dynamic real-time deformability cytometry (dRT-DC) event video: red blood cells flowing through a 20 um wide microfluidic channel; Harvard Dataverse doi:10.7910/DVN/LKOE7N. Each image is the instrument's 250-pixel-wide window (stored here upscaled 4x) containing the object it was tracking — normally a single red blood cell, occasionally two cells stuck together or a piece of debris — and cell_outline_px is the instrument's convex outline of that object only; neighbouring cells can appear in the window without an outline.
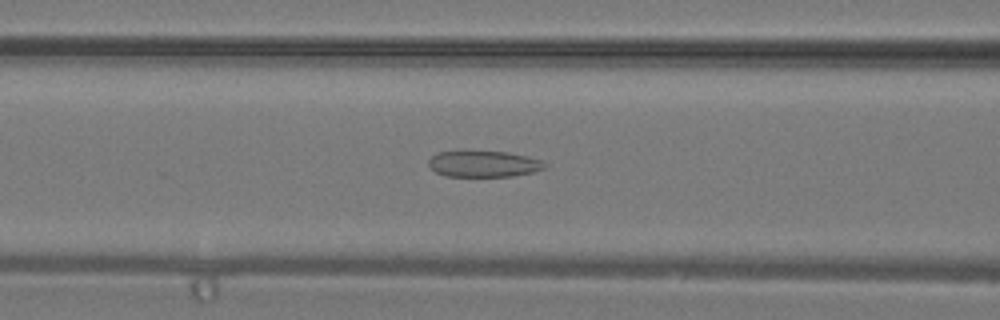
{"species": "common noctule bat (a hibernating species)", "species_latin": "Nyctalus noctula", "temperature_condition": "warm", "stored_images_in_passage": 38, "camera_frame_rate_fps": 3000, "um_per_image_px": 0.085, "animal": {"sex": "male", "body_mass_g": 19.2, "forearm_length_mm": 51.8}, "frame": {"image": 1, "passage_image": 16, "time_ms": 5.0, "image_size_px": [1000, 320], "cell_outline_px": [[548, 164], [544, 168], [532, 172], [512, 176], [444, 176], [436, 172], [428, 164], [428, 160], [432, 156], [440, 152], [508, 152], [528, 156], [540, 160]], "centroid_in_image_um": [41.13, 13.94], "position_along_channel_um": 125.5, "area_um2": 17.46}}
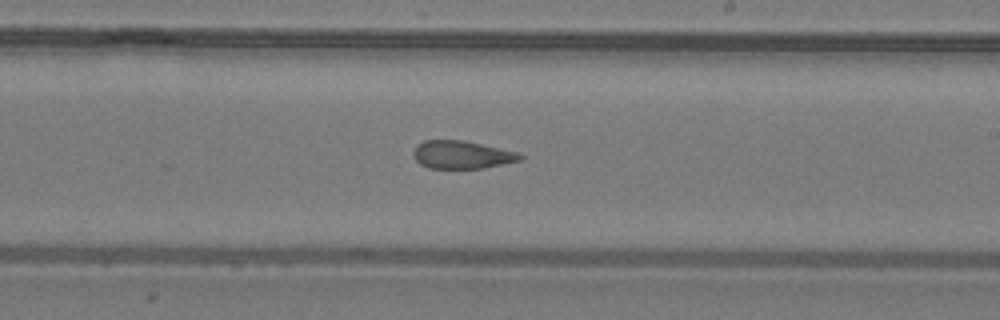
{"frame": {"image": 2, "passage_image": 23, "time_ms": 7.333, "image_size_px": [1000, 320], "cell_outline_px": [[524, 156], [520, 160], [484, 168], [428, 168], [420, 164], [412, 156], [412, 152], [416, 144], [424, 140], [464, 140], [516, 152]], "centroid_in_image_um": [39.19, 13.15], "position_along_channel_um": 249.8, "area_um2": 17.34}}
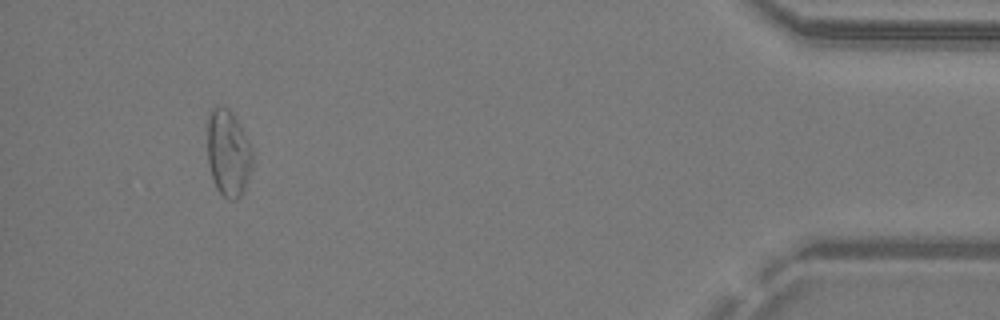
{"frame": {"image": 3, "passage_image": 36, "time_ms": 11.667, "image_size_px": [1000, 320], "cell_outline_px": [[252, 168], [244, 188], [240, 196], [236, 200], [228, 200], [216, 188], [208, 164], [208, 120], [212, 108], [216, 104], [228, 108], [236, 116], [252, 148]], "centroid_in_image_um": [19.4, 12.99], "position_along_channel_um": 415.8, "area_um2": 22.83}}